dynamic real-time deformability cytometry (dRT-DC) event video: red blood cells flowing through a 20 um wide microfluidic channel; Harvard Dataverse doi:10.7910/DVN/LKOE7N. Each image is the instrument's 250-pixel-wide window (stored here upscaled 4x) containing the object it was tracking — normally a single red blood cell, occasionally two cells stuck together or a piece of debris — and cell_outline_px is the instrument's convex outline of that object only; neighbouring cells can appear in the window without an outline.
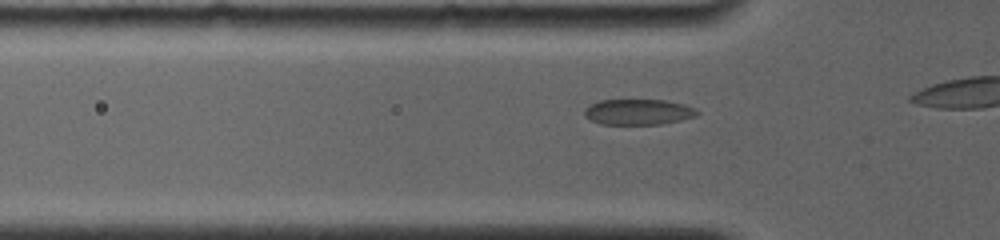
{"species": "common noctule bat (a hibernating species)", "species_latin": "Nyctalus noctula", "temperature_condition": "room temperature", "stored_images_in_passage": 12, "camera_frame_rate_fps": 4000, "um_per_image_px": 0.085, "animal": {"sex": "female", "body_mass_g": 19.0, "forearm_length_mm": 56.7}, "frame": {"image": 1, "passage_image": 6, "time_ms": 1.75, "image_size_px": [1000, 240], "cell_outline_px": [[700, 112], [696, 116], [680, 120], [660, 124], [600, 124], [584, 116], [584, 108], [600, 100], [664, 100], [684, 104], [696, 108]], "centroid_in_image_um": [54.26, 9.51], "position_along_channel_um": 71.5, "area_um2": 16.82}}
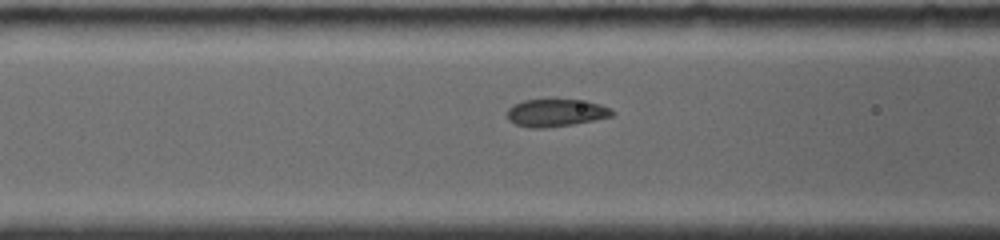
{"frame": {"image": 2, "passage_image": 10, "time_ms": 3.0, "image_size_px": [1000, 240], "cell_outline_px": [[616, 112], [612, 116], [572, 124], [544, 128], [528, 128], [516, 124], [508, 120], [504, 112], [512, 104], [524, 100], [552, 96], [600, 104], [612, 108]], "centroid_in_image_um": [47.17, 9.54], "position_along_channel_um": 119.4, "area_um2": 17.63}}